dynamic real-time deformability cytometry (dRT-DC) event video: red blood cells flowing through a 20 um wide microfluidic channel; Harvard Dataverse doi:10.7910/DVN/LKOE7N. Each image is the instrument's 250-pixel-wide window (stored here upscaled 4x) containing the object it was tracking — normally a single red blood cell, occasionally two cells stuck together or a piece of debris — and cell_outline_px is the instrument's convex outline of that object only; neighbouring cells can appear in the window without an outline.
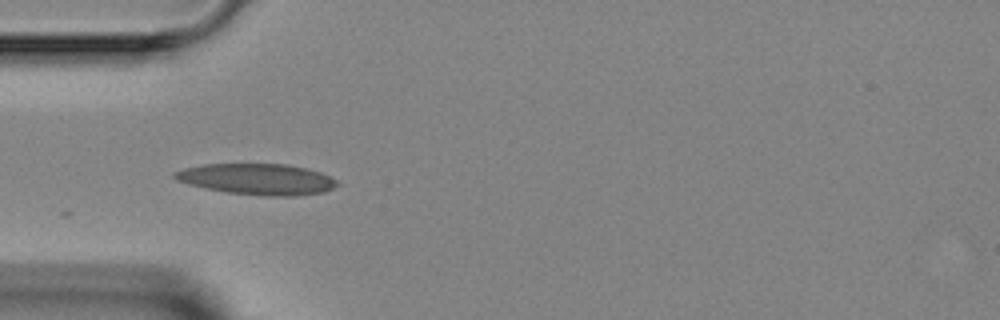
{"species": "Egyptian fruit bat (a non-hibernating species)", "species_latin": "Rousettus aegyptiacus", "temperature_condition": "room temperature", "stored_images_in_passage": 5, "camera_frame_rate_fps": 3000, "um_per_image_px": 0.085, "animal": {"sex": "female"}, "frame": {"image": 1, "passage_image": 3, "time_ms": 2.333, "image_size_px": [1000, 320], "cell_outline_px": [[340, 184], [324, 192], [292, 196], [264, 196], [228, 192], [204, 188], [188, 184], [176, 180], [172, 176], [172, 172], [184, 168], [204, 164], [288, 164], [320, 172], [336, 180]], "centroid_in_image_um": [21.83, 15.23], "position_along_channel_um": 63.2, "area_um2": 29.36}}
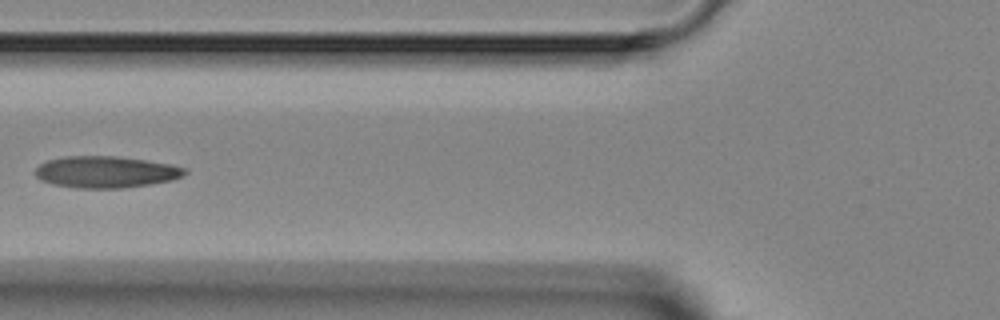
{"frame": {"image": 2, "passage_image": 4, "time_ms": 3.667, "image_size_px": [1000, 320], "cell_outline_px": [[188, 172], [184, 176], [172, 180], [124, 188], [76, 188], [52, 184], [40, 180], [36, 176], [36, 168], [40, 164], [48, 160], [64, 156], [116, 156], [172, 164], [188, 168]], "centroid_in_image_um": [9.02, 14.62], "position_along_channel_um": 116.8, "area_um2": 27.69}}
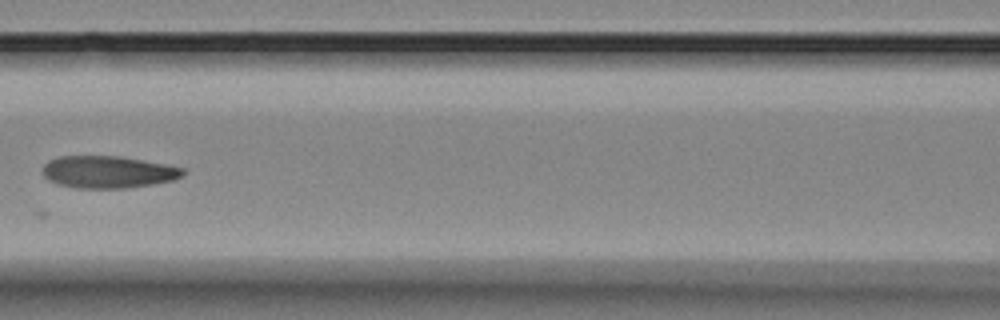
{"frame": {"image": 3, "passage_image": 5, "time_ms": 4.667, "image_size_px": [1000, 320], "cell_outline_px": [[188, 172], [184, 176], [176, 180], [128, 188], [76, 188], [56, 184], [48, 180], [44, 176], [44, 164], [48, 160], [60, 156], [120, 156], [164, 164], [184, 168]], "centroid_in_image_um": [9.22, 14.62], "position_along_channel_um": 157.4, "area_um2": 26.53}}